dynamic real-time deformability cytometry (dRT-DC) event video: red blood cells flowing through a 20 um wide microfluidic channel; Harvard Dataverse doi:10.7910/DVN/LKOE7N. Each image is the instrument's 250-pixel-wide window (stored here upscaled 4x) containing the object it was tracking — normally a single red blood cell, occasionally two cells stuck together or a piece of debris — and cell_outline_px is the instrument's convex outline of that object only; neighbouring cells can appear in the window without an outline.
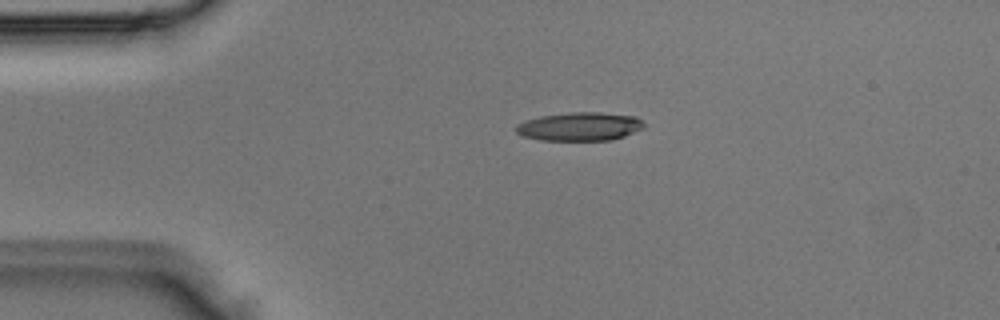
{"species": "Egyptian fruit bat (a non-hibernating species)", "species_latin": "Rousettus aegyptiacus", "temperature_condition": "room temperature", "stored_images_in_passage": 4, "camera_frame_rate_fps": 3000, "um_per_image_px": 0.085, "animal": {"sex": "male"}, "frame": {"image": 1, "passage_image": 2, "time_ms": 0.333, "image_size_px": [1000, 320], "cell_outline_px": [[644, 128], [624, 136], [612, 140], [540, 140], [524, 136], [516, 132], [516, 124], [540, 116], [568, 112], [600, 112], [636, 116], [644, 124]], "centroid_in_image_um": [49.29, 10.75], "position_along_channel_um": 35.7, "area_um2": 21.21}}
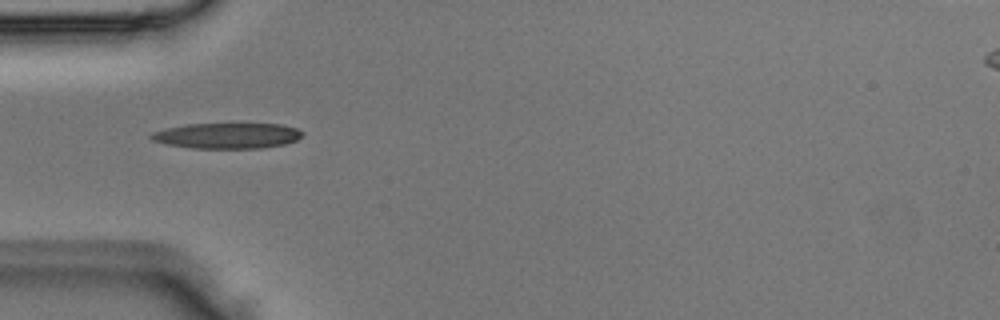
{"frame": {"image": 2, "passage_image": 3, "time_ms": 0.667, "image_size_px": [1000, 320], "cell_outline_px": [[304, 132], [296, 140], [284, 144], [264, 148], [192, 148], [164, 144], [152, 140], [148, 136], [152, 132], [164, 128], [188, 124], [280, 124], [296, 128]], "centroid_in_image_um": [19.26, 11.53], "position_along_channel_um": 65.7, "area_um2": 22.6}}